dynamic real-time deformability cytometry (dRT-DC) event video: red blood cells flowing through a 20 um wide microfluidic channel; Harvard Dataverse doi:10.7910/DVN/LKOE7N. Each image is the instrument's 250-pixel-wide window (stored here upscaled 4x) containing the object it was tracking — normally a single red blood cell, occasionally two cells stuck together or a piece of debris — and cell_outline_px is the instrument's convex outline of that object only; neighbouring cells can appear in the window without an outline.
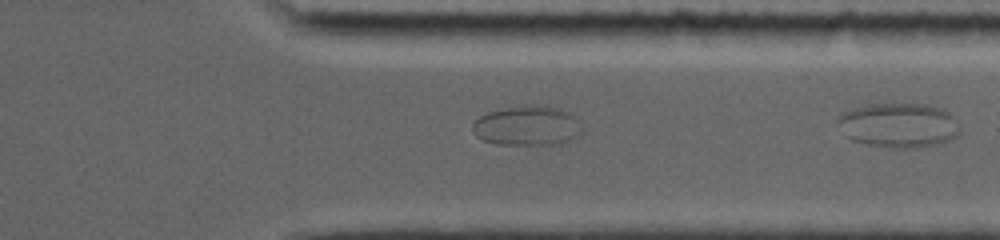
{"species": "common noctule bat (a hibernating species)", "species_latin": "Nyctalus noctula", "temperature_condition": "room temperature", "stored_images_in_passage": 20, "camera_frame_rate_fps": 5000, "um_per_image_px": 0.085, "animal": {"sex": "female", "body_mass_g": 19.0, "forearm_length_mm": 56.7}, "frame": {"image": 1, "passage_image": 20, "time_ms": 9.2, "image_size_px": [1000, 240], "cell_outline_px": [[960, 132], [956, 136], [944, 144], [920, 148], [896, 148], [868, 144], [852, 140], [844, 136], [836, 124], [836, 120], [844, 112], [852, 108], [868, 104], [924, 104], [944, 108], [956, 120], [960, 128]], "centroid_in_image_um": [76.4, 10.66], "position_along_channel_um": 335.0, "area_um2": 32.25}}